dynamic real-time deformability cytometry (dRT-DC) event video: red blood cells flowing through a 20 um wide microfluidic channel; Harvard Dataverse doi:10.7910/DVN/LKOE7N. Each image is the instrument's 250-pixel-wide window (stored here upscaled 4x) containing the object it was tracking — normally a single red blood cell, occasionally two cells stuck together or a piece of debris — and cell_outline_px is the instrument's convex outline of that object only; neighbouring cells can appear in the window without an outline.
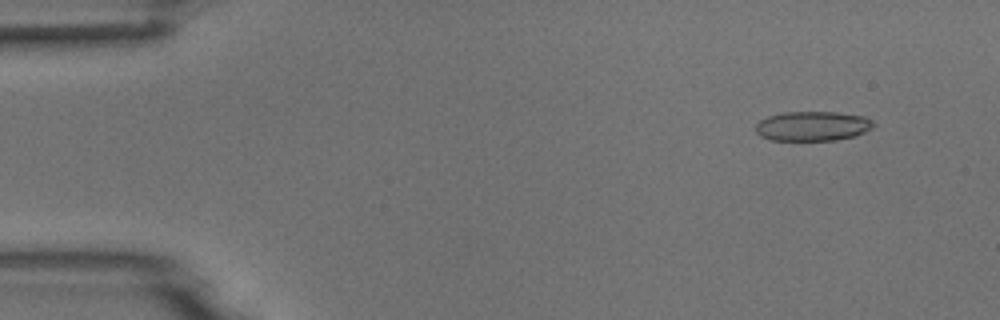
{"species": "common noctule bat (a hibernating species)", "species_latin": "Nyctalus noctula", "temperature_condition": "room temperature", "stored_images_in_passage": 5, "camera_frame_rate_fps": 3000, "um_per_image_px": 0.085, "animal": {"sex": "male", "body_mass_g": 18.8}, "frame": {"image": 1, "passage_image": 2, "time_ms": 1.333, "image_size_px": [1000, 320], "cell_outline_px": [[876, 124], [872, 128], [856, 136], [836, 140], [772, 140], [760, 136], [756, 132], [756, 124], [760, 120], [768, 116], [784, 112], [836, 112], [864, 116], [872, 120]], "centroid_in_image_um": [69.09, 10.72], "position_along_channel_um": 15.9, "area_um2": 20.4}}
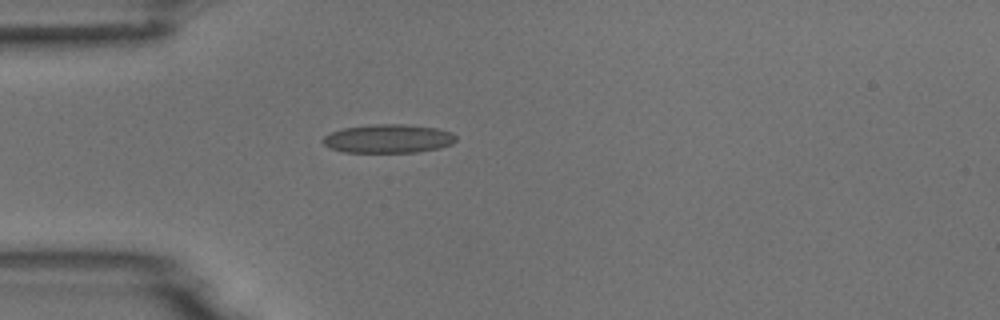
{"frame": {"image": 2, "passage_image": 5, "time_ms": 4.667, "image_size_px": [1000, 320], "cell_outline_px": [[456, 140], [452, 144], [440, 148], [416, 152], [344, 152], [332, 148], [324, 144], [320, 140], [324, 136], [332, 132], [344, 128], [372, 124], [404, 124], [440, 128], [452, 132], [456, 136]], "centroid_in_image_um": [33.04, 11.78], "position_along_channel_um": 52.0, "area_um2": 22.31}}